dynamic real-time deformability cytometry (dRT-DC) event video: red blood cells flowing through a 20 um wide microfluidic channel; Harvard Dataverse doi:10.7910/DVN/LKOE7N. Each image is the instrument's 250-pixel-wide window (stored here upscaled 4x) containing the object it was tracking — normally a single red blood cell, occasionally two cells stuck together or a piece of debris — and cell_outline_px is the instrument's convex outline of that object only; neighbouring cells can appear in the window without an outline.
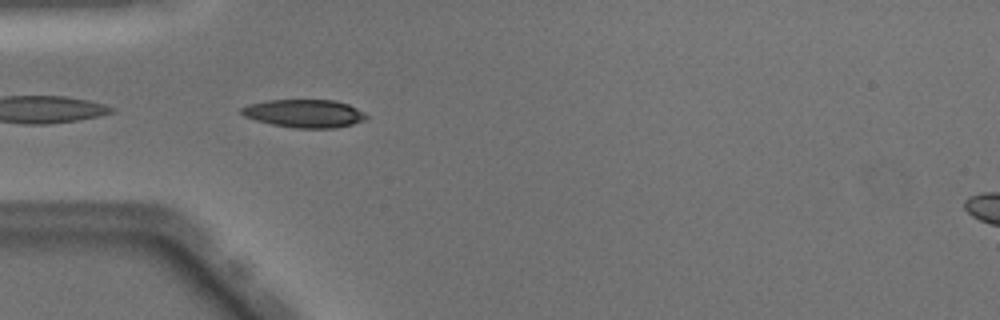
{"species": "Egyptian fruit bat (a non-hibernating species)", "species_latin": "Rousettus aegyptiacus", "temperature_condition": "warm", "stored_images_in_passage": 22, "camera_frame_rate_fps": 3000, "um_per_image_px": 0.085, "animal": {"sex": "male"}, "frame": {"image": 1, "passage_image": 1, "time_ms": 0.0, "image_size_px": [1000, 320], "cell_outline_px": [[368, 116], [364, 120], [352, 124], [336, 128], [296, 128], [272, 124], [256, 120], [244, 116], [240, 112], [240, 108], [248, 104], [268, 100], [336, 100], [348, 104], [364, 112]], "centroid_in_image_um": [25.87, 9.64], "position_along_channel_um": 59.1, "area_um2": 20.4}}
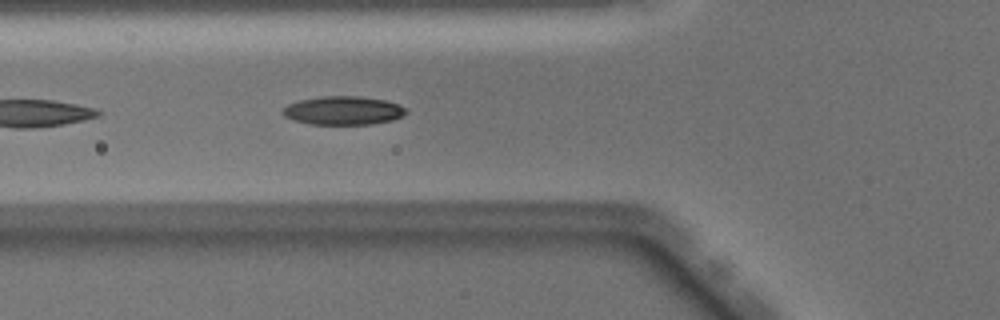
{"frame": {"image": 2, "passage_image": 4, "time_ms": 1.0, "image_size_px": [1000, 320], "cell_outline_px": [[408, 112], [404, 116], [392, 120], [372, 124], [312, 124], [292, 120], [284, 116], [280, 112], [288, 104], [300, 100], [320, 96], [360, 96], [384, 100], [396, 104], [404, 108]], "centroid_in_image_um": [29.15, 9.39], "position_along_channel_um": 96.6, "area_um2": 20.52}}
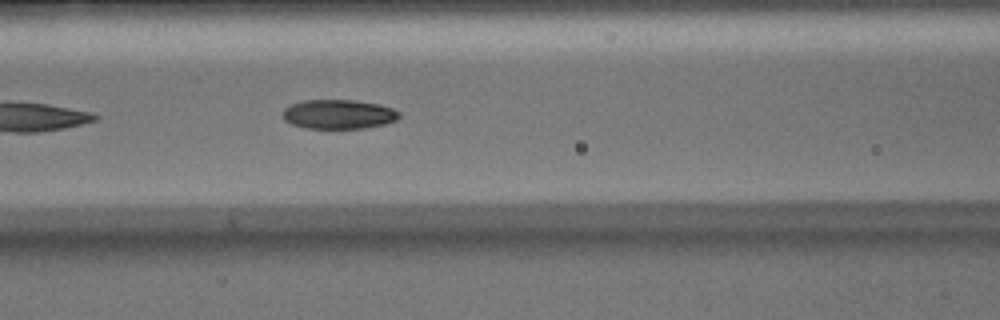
{"frame": {"image": 3, "passage_image": 7, "time_ms": 2.0, "image_size_px": [1000, 320], "cell_outline_px": [[400, 116], [396, 120], [384, 124], [364, 128], [308, 128], [292, 124], [284, 120], [284, 108], [292, 104], [304, 100], [352, 100], [376, 104], [392, 108], [400, 112]], "centroid_in_image_um": [28.79, 9.71], "position_along_channel_um": 137.8, "area_um2": 19.65}, "authors_computed_cell_mechanics": {"area_um2": 20.5479, "velocity_mm_per_s": 4.0937, "shape_relaxation_time_tau1_ms": null, "shape_relaxation_time_tau2_ms": 2.3386, "deformation_change_tau1": null, "deformation_change_tau2": 0.1156}}